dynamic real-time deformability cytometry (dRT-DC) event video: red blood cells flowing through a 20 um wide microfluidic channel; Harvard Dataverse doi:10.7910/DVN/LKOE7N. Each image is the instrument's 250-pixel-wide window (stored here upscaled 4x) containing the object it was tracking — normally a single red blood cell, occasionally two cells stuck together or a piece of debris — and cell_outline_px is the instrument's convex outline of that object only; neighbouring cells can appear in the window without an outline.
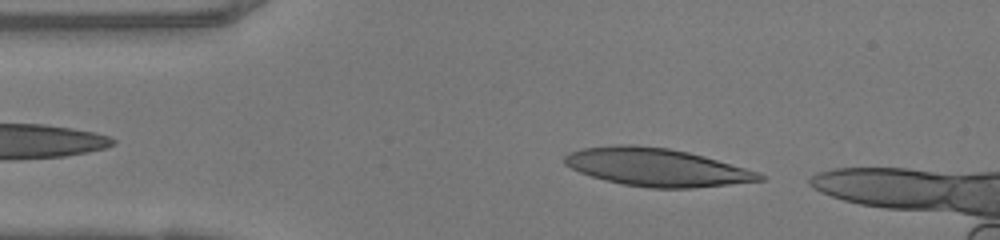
{"species": "human", "species_latin": "Homo sapiens", "temperature_condition": "warm", "stored_images_in_passage": 36, "camera_frame_rate_fps": 3000, "um_per_image_px": 0.085, "donor": {"sex": "female"}, "frame": {"image": 1, "passage_image": 2, "time_ms": 0.333, "image_size_px": [1000, 240], "cell_outline_px": [[764, 180], [692, 188], [648, 188], [624, 184], [604, 180], [580, 172], [564, 164], [564, 156], [568, 152], [580, 148], [616, 144], [636, 144], [668, 148], [688, 152], [704, 156], [760, 172], [764, 176]], "centroid_in_image_um": [55.78, 14.2], "position_along_channel_um": 29.2, "area_um2": 43.12}}
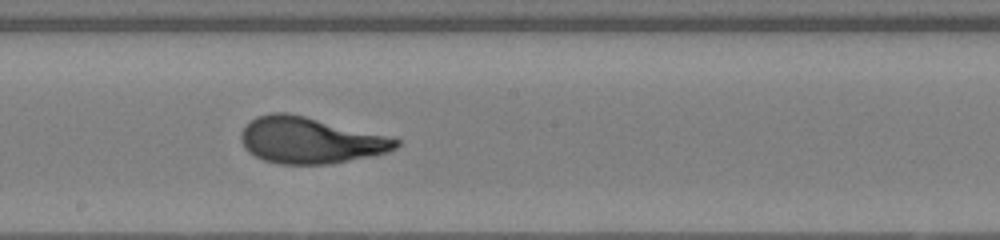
{"frame": {"image": 2, "passage_image": 19, "time_ms": 6.0, "image_size_px": [1000, 240], "cell_outline_px": [[400, 144], [396, 148], [388, 152], [372, 156], [332, 164], [276, 164], [264, 160], [248, 152], [244, 148], [240, 140], [240, 132], [244, 124], [256, 116], [272, 112], [288, 112], [400, 140]], "centroid_in_image_um": [26.27, 11.94], "position_along_channel_um": 221.9, "area_um2": 41.67}}
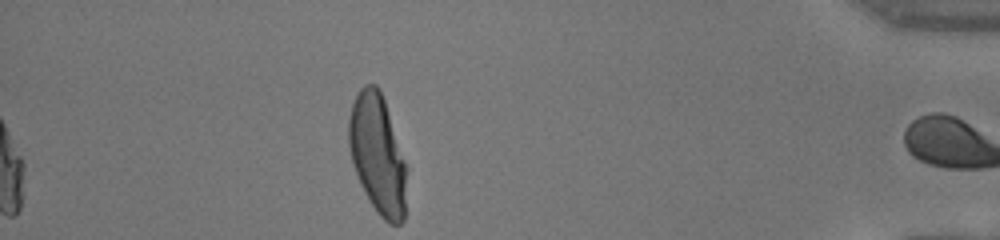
{"frame": {"image": 3, "passage_image": 36, "time_ms": 11.667, "image_size_px": [1000, 240], "cell_outline_px": [[408, 168], [404, 220], [400, 224], [388, 224], [376, 212], [364, 192], [360, 184], [352, 160], [348, 144], [348, 120], [352, 104], [360, 88], [364, 84], [376, 84], [380, 88]], "centroid_in_image_um": [32.11, 13.13], "position_along_channel_um": 403.1, "area_um2": 40.69}, "authors_computed_cell_mechanics": {"area_um2": 41.6738, "velocity_mm_per_s": 4.1583, "shape_relaxation_time_tau1_ms": 5.8631, "shape_relaxation_time_tau2_ms": 0.7734, "deformation_change_tau1": 0.304, "deformation_change_tau2": 0.0817}}